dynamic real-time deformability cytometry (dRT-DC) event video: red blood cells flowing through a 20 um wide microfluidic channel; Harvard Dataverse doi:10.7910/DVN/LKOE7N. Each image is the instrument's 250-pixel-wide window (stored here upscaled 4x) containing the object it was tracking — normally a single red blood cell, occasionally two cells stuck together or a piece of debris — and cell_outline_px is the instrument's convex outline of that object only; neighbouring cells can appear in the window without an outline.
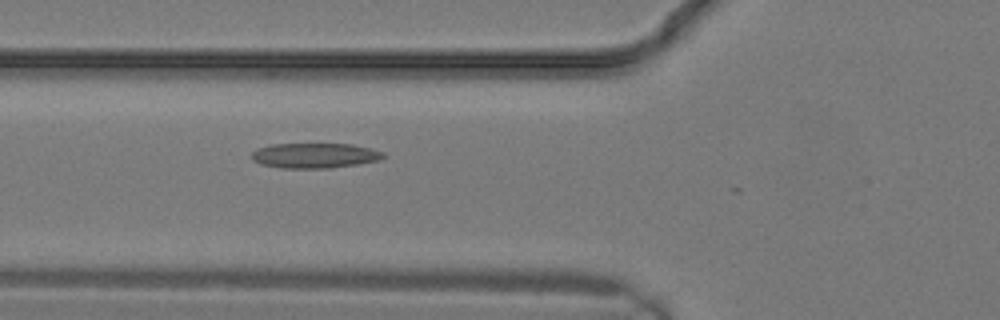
{"species": "common noctule bat (a hibernating species)", "species_latin": "Nyctalus noctula", "temperature_condition": "warm", "stored_images_in_passage": 10, "camera_frame_rate_fps": 3000, "um_per_image_px": 0.085, "animal": {"sex": "male", "body_mass_g": 19.2, "forearm_length_mm": 51.8}, "frame": {"image": 1, "passage_image": 10, "time_ms": 3.0, "image_size_px": [1000, 320], "cell_outline_px": [[388, 156], [380, 160], [356, 164], [328, 168], [280, 168], [260, 164], [252, 160], [252, 152], [256, 148], [272, 144], [352, 144], [384, 152]], "centroid_in_image_um": [26.74, 13.22], "position_along_channel_um": 99.1, "area_um2": 19.31}}